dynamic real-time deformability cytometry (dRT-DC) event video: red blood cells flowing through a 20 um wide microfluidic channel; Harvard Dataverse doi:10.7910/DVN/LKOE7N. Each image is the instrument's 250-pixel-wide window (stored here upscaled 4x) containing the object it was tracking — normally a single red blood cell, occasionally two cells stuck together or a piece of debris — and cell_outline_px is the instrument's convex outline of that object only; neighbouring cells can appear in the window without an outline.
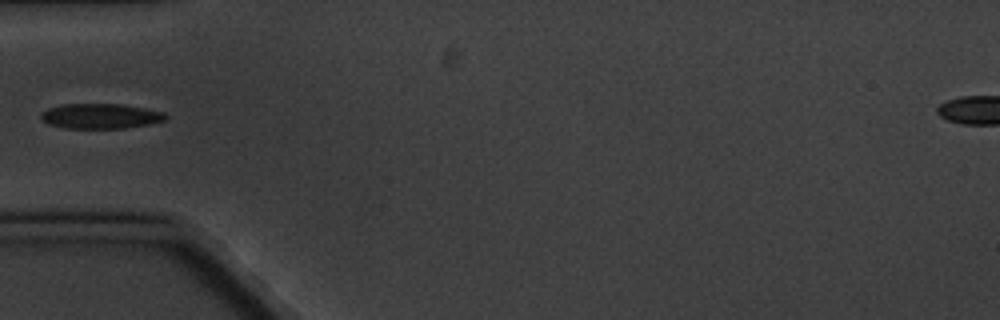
{"species": "common noctule bat (a hibernating species)", "species_latin": "Nyctalus noctula", "temperature_condition": "cold", "stored_images_in_passage": 8, "camera_frame_rate_fps": 3000, "um_per_image_px": 0.085, "animal": {"sex": "male", "body_mass_g": 20.1, "forearm_length_mm": 53.5}, "frame": {"image": 1, "passage_image": 3, "time_ms": 3.333, "image_size_px": [1000, 320], "cell_outline_px": [[168, 116], [164, 120], [148, 124], [124, 128], [64, 128], [48, 124], [40, 120], [40, 112], [48, 108], [64, 104], [124, 104], [164, 112]], "centroid_in_image_um": [8.5, 9.86], "position_along_channel_um": 76.5, "area_um2": 18.26}}